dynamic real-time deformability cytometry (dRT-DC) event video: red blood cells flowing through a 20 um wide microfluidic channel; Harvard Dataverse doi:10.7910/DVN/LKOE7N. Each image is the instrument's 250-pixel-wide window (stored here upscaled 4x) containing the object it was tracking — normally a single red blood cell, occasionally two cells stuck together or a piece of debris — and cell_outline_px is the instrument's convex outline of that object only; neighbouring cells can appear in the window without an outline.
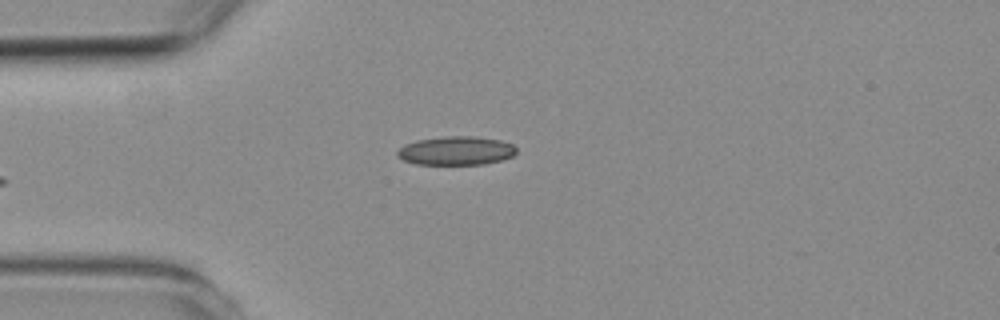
{"species": "common noctule bat (a hibernating species)", "species_latin": "Nyctalus noctula", "temperature_condition": "room temperature", "stored_images_in_passage": 5, "camera_frame_rate_fps": 3000, "um_per_image_px": 0.085, "animal": {"sex": "female", "body_mass_g": 19.3, "forearm_length_mm": 54.1}, "frame": {"image": 1, "passage_image": 3, "time_ms": 4.667, "image_size_px": [1000, 320], "cell_outline_px": [[516, 152], [512, 156], [504, 160], [484, 164], [416, 164], [404, 160], [396, 156], [396, 152], [404, 144], [416, 140], [448, 136], [476, 136], [500, 140], [512, 144], [516, 148]], "centroid_in_image_um": [38.77, 12.81], "position_along_channel_um": 46.2, "area_um2": 20.0}}